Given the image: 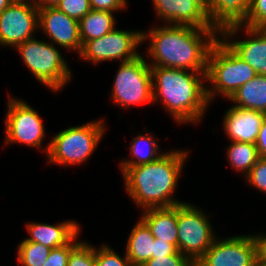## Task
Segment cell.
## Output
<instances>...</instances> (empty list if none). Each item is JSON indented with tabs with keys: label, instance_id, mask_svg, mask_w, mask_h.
<instances>
[{
	"label": "cell",
	"instance_id": "1",
	"mask_svg": "<svg viewBox=\"0 0 266 266\" xmlns=\"http://www.w3.org/2000/svg\"><path fill=\"white\" fill-rule=\"evenodd\" d=\"M156 27V28H155ZM142 32V42L150 41L147 53L150 66H162L194 72L207 71L210 48L220 37L216 28H198L166 24Z\"/></svg>",
	"mask_w": 266,
	"mask_h": 266
},
{
	"label": "cell",
	"instance_id": "2",
	"mask_svg": "<svg viewBox=\"0 0 266 266\" xmlns=\"http://www.w3.org/2000/svg\"><path fill=\"white\" fill-rule=\"evenodd\" d=\"M189 151L164 152L156 161L135 167H120L127 194L138 207L169 208L185 202L173 196Z\"/></svg>",
	"mask_w": 266,
	"mask_h": 266
},
{
	"label": "cell",
	"instance_id": "3",
	"mask_svg": "<svg viewBox=\"0 0 266 266\" xmlns=\"http://www.w3.org/2000/svg\"><path fill=\"white\" fill-rule=\"evenodd\" d=\"M153 103H162L178 124L196 125L208 105L206 72L151 66Z\"/></svg>",
	"mask_w": 266,
	"mask_h": 266
},
{
	"label": "cell",
	"instance_id": "4",
	"mask_svg": "<svg viewBox=\"0 0 266 266\" xmlns=\"http://www.w3.org/2000/svg\"><path fill=\"white\" fill-rule=\"evenodd\" d=\"M256 75L257 72L219 37L210 48L207 59L206 81L211 85L206 86L209 103L216 95L229 99Z\"/></svg>",
	"mask_w": 266,
	"mask_h": 266
},
{
	"label": "cell",
	"instance_id": "5",
	"mask_svg": "<svg viewBox=\"0 0 266 266\" xmlns=\"http://www.w3.org/2000/svg\"><path fill=\"white\" fill-rule=\"evenodd\" d=\"M104 123L99 119L58 132L43 150L46 162L67 167L86 162L105 135Z\"/></svg>",
	"mask_w": 266,
	"mask_h": 266
},
{
	"label": "cell",
	"instance_id": "6",
	"mask_svg": "<svg viewBox=\"0 0 266 266\" xmlns=\"http://www.w3.org/2000/svg\"><path fill=\"white\" fill-rule=\"evenodd\" d=\"M16 49L33 76L50 90L60 91L71 80L70 67L53 43L33 37Z\"/></svg>",
	"mask_w": 266,
	"mask_h": 266
},
{
	"label": "cell",
	"instance_id": "7",
	"mask_svg": "<svg viewBox=\"0 0 266 266\" xmlns=\"http://www.w3.org/2000/svg\"><path fill=\"white\" fill-rule=\"evenodd\" d=\"M111 88V100L123 109L153 104L151 66L142 54L120 62Z\"/></svg>",
	"mask_w": 266,
	"mask_h": 266
},
{
	"label": "cell",
	"instance_id": "8",
	"mask_svg": "<svg viewBox=\"0 0 266 266\" xmlns=\"http://www.w3.org/2000/svg\"><path fill=\"white\" fill-rule=\"evenodd\" d=\"M203 210L190 203L178 205L177 250L194 264L215 241L216 236L209 217Z\"/></svg>",
	"mask_w": 266,
	"mask_h": 266
},
{
	"label": "cell",
	"instance_id": "9",
	"mask_svg": "<svg viewBox=\"0 0 266 266\" xmlns=\"http://www.w3.org/2000/svg\"><path fill=\"white\" fill-rule=\"evenodd\" d=\"M142 32L114 28L100 38L86 41L79 58L93 64L111 60L130 61L141 54L137 47L143 44Z\"/></svg>",
	"mask_w": 266,
	"mask_h": 266
},
{
	"label": "cell",
	"instance_id": "10",
	"mask_svg": "<svg viewBox=\"0 0 266 266\" xmlns=\"http://www.w3.org/2000/svg\"><path fill=\"white\" fill-rule=\"evenodd\" d=\"M5 115V145L24 144L42 148L45 128L42 119L27 102L9 97Z\"/></svg>",
	"mask_w": 266,
	"mask_h": 266
},
{
	"label": "cell",
	"instance_id": "11",
	"mask_svg": "<svg viewBox=\"0 0 266 266\" xmlns=\"http://www.w3.org/2000/svg\"><path fill=\"white\" fill-rule=\"evenodd\" d=\"M39 28V8L34 3H11L0 13V46L16 48L33 38Z\"/></svg>",
	"mask_w": 266,
	"mask_h": 266
},
{
	"label": "cell",
	"instance_id": "12",
	"mask_svg": "<svg viewBox=\"0 0 266 266\" xmlns=\"http://www.w3.org/2000/svg\"><path fill=\"white\" fill-rule=\"evenodd\" d=\"M195 266H256V248L251 234L216 238Z\"/></svg>",
	"mask_w": 266,
	"mask_h": 266
},
{
	"label": "cell",
	"instance_id": "13",
	"mask_svg": "<svg viewBox=\"0 0 266 266\" xmlns=\"http://www.w3.org/2000/svg\"><path fill=\"white\" fill-rule=\"evenodd\" d=\"M243 28L248 39L234 40L235 34ZM240 29V30H239ZM223 41L257 74L266 75V28H249L235 24L220 31ZM233 40H230V39Z\"/></svg>",
	"mask_w": 266,
	"mask_h": 266
},
{
	"label": "cell",
	"instance_id": "14",
	"mask_svg": "<svg viewBox=\"0 0 266 266\" xmlns=\"http://www.w3.org/2000/svg\"><path fill=\"white\" fill-rule=\"evenodd\" d=\"M39 29L47 35L50 43L80 54L82 41L79 21L76 19L69 17L56 7L39 8Z\"/></svg>",
	"mask_w": 266,
	"mask_h": 266
},
{
	"label": "cell",
	"instance_id": "15",
	"mask_svg": "<svg viewBox=\"0 0 266 266\" xmlns=\"http://www.w3.org/2000/svg\"><path fill=\"white\" fill-rule=\"evenodd\" d=\"M157 18L167 24L215 28L207 16L204 0H152Z\"/></svg>",
	"mask_w": 266,
	"mask_h": 266
},
{
	"label": "cell",
	"instance_id": "16",
	"mask_svg": "<svg viewBox=\"0 0 266 266\" xmlns=\"http://www.w3.org/2000/svg\"><path fill=\"white\" fill-rule=\"evenodd\" d=\"M265 117V113L232 106L223 118L225 134L231 141L255 144Z\"/></svg>",
	"mask_w": 266,
	"mask_h": 266
},
{
	"label": "cell",
	"instance_id": "17",
	"mask_svg": "<svg viewBox=\"0 0 266 266\" xmlns=\"http://www.w3.org/2000/svg\"><path fill=\"white\" fill-rule=\"evenodd\" d=\"M26 229L30 237L23 241L41 243L50 249H55L69 244L79 235L81 227L75 220H66L57 225L31 222L26 224Z\"/></svg>",
	"mask_w": 266,
	"mask_h": 266
},
{
	"label": "cell",
	"instance_id": "18",
	"mask_svg": "<svg viewBox=\"0 0 266 266\" xmlns=\"http://www.w3.org/2000/svg\"><path fill=\"white\" fill-rule=\"evenodd\" d=\"M140 219L148 226L154 238L169 242L177 248L178 205L169 208L143 210Z\"/></svg>",
	"mask_w": 266,
	"mask_h": 266
},
{
	"label": "cell",
	"instance_id": "19",
	"mask_svg": "<svg viewBox=\"0 0 266 266\" xmlns=\"http://www.w3.org/2000/svg\"><path fill=\"white\" fill-rule=\"evenodd\" d=\"M154 239L148 226L139 219L125 246V254L132 266H142L151 259Z\"/></svg>",
	"mask_w": 266,
	"mask_h": 266
},
{
	"label": "cell",
	"instance_id": "20",
	"mask_svg": "<svg viewBox=\"0 0 266 266\" xmlns=\"http://www.w3.org/2000/svg\"><path fill=\"white\" fill-rule=\"evenodd\" d=\"M244 109H251L266 114V75L257 74L243 84L228 101Z\"/></svg>",
	"mask_w": 266,
	"mask_h": 266
},
{
	"label": "cell",
	"instance_id": "21",
	"mask_svg": "<svg viewBox=\"0 0 266 266\" xmlns=\"http://www.w3.org/2000/svg\"><path fill=\"white\" fill-rule=\"evenodd\" d=\"M113 12L92 9L79 21L82 45L89 40L97 39L116 27ZM115 26V27H114Z\"/></svg>",
	"mask_w": 266,
	"mask_h": 266
},
{
	"label": "cell",
	"instance_id": "22",
	"mask_svg": "<svg viewBox=\"0 0 266 266\" xmlns=\"http://www.w3.org/2000/svg\"><path fill=\"white\" fill-rule=\"evenodd\" d=\"M152 137V135L138 134L133 138L130 145V154L132 159H125L121 161L120 167H135L142 164H147L156 161L164 154L159 149V144ZM160 150V151H159Z\"/></svg>",
	"mask_w": 266,
	"mask_h": 266
},
{
	"label": "cell",
	"instance_id": "23",
	"mask_svg": "<svg viewBox=\"0 0 266 266\" xmlns=\"http://www.w3.org/2000/svg\"><path fill=\"white\" fill-rule=\"evenodd\" d=\"M226 150L227 159L230 165L236 171L242 172L245 176L259 159L255 144L231 141L228 149L226 148Z\"/></svg>",
	"mask_w": 266,
	"mask_h": 266
},
{
	"label": "cell",
	"instance_id": "24",
	"mask_svg": "<svg viewBox=\"0 0 266 266\" xmlns=\"http://www.w3.org/2000/svg\"><path fill=\"white\" fill-rule=\"evenodd\" d=\"M51 249L41 243L21 241L18 245V262L21 266H43Z\"/></svg>",
	"mask_w": 266,
	"mask_h": 266
},
{
	"label": "cell",
	"instance_id": "25",
	"mask_svg": "<svg viewBox=\"0 0 266 266\" xmlns=\"http://www.w3.org/2000/svg\"><path fill=\"white\" fill-rule=\"evenodd\" d=\"M68 266H96V248L81 241L71 252Z\"/></svg>",
	"mask_w": 266,
	"mask_h": 266
},
{
	"label": "cell",
	"instance_id": "26",
	"mask_svg": "<svg viewBox=\"0 0 266 266\" xmlns=\"http://www.w3.org/2000/svg\"><path fill=\"white\" fill-rule=\"evenodd\" d=\"M241 25L249 28H266V0H252L248 14Z\"/></svg>",
	"mask_w": 266,
	"mask_h": 266
},
{
	"label": "cell",
	"instance_id": "27",
	"mask_svg": "<svg viewBox=\"0 0 266 266\" xmlns=\"http://www.w3.org/2000/svg\"><path fill=\"white\" fill-rule=\"evenodd\" d=\"M96 266H132L126 254L121 257L108 245L96 248Z\"/></svg>",
	"mask_w": 266,
	"mask_h": 266
},
{
	"label": "cell",
	"instance_id": "28",
	"mask_svg": "<svg viewBox=\"0 0 266 266\" xmlns=\"http://www.w3.org/2000/svg\"><path fill=\"white\" fill-rule=\"evenodd\" d=\"M56 8L77 21L92 10L89 0H61Z\"/></svg>",
	"mask_w": 266,
	"mask_h": 266
},
{
	"label": "cell",
	"instance_id": "29",
	"mask_svg": "<svg viewBox=\"0 0 266 266\" xmlns=\"http://www.w3.org/2000/svg\"><path fill=\"white\" fill-rule=\"evenodd\" d=\"M77 237L67 245L51 249L43 266H68L70 252L81 242L77 241Z\"/></svg>",
	"mask_w": 266,
	"mask_h": 266
},
{
	"label": "cell",
	"instance_id": "30",
	"mask_svg": "<svg viewBox=\"0 0 266 266\" xmlns=\"http://www.w3.org/2000/svg\"><path fill=\"white\" fill-rule=\"evenodd\" d=\"M245 177L249 185L266 193V158H259Z\"/></svg>",
	"mask_w": 266,
	"mask_h": 266
},
{
	"label": "cell",
	"instance_id": "31",
	"mask_svg": "<svg viewBox=\"0 0 266 266\" xmlns=\"http://www.w3.org/2000/svg\"><path fill=\"white\" fill-rule=\"evenodd\" d=\"M142 266H195L185 255L177 251L175 254L151 258Z\"/></svg>",
	"mask_w": 266,
	"mask_h": 266
},
{
	"label": "cell",
	"instance_id": "32",
	"mask_svg": "<svg viewBox=\"0 0 266 266\" xmlns=\"http://www.w3.org/2000/svg\"><path fill=\"white\" fill-rule=\"evenodd\" d=\"M91 8L94 10L117 12L125 9L127 0H89Z\"/></svg>",
	"mask_w": 266,
	"mask_h": 266
},
{
	"label": "cell",
	"instance_id": "33",
	"mask_svg": "<svg viewBox=\"0 0 266 266\" xmlns=\"http://www.w3.org/2000/svg\"><path fill=\"white\" fill-rule=\"evenodd\" d=\"M177 251V248L173 244L162 241V239L155 238L153 242V252L151 258L172 255Z\"/></svg>",
	"mask_w": 266,
	"mask_h": 266
},
{
	"label": "cell",
	"instance_id": "34",
	"mask_svg": "<svg viewBox=\"0 0 266 266\" xmlns=\"http://www.w3.org/2000/svg\"><path fill=\"white\" fill-rule=\"evenodd\" d=\"M256 248V264H266V234L251 235Z\"/></svg>",
	"mask_w": 266,
	"mask_h": 266
},
{
	"label": "cell",
	"instance_id": "35",
	"mask_svg": "<svg viewBox=\"0 0 266 266\" xmlns=\"http://www.w3.org/2000/svg\"><path fill=\"white\" fill-rule=\"evenodd\" d=\"M255 145L257 147L259 158H266V117L259 130Z\"/></svg>",
	"mask_w": 266,
	"mask_h": 266
},
{
	"label": "cell",
	"instance_id": "36",
	"mask_svg": "<svg viewBox=\"0 0 266 266\" xmlns=\"http://www.w3.org/2000/svg\"><path fill=\"white\" fill-rule=\"evenodd\" d=\"M61 0H35L34 4L38 8L56 7Z\"/></svg>",
	"mask_w": 266,
	"mask_h": 266
},
{
	"label": "cell",
	"instance_id": "37",
	"mask_svg": "<svg viewBox=\"0 0 266 266\" xmlns=\"http://www.w3.org/2000/svg\"><path fill=\"white\" fill-rule=\"evenodd\" d=\"M11 2L9 0H0V13L5 10Z\"/></svg>",
	"mask_w": 266,
	"mask_h": 266
},
{
	"label": "cell",
	"instance_id": "38",
	"mask_svg": "<svg viewBox=\"0 0 266 266\" xmlns=\"http://www.w3.org/2000/svg\"><path fill=\"white\" fill-rule=\"evenodd\" d=\"M11 3H34L35 0H9Z\"/></svg>",
	"mask_w": 266,
	"mask_h": 266
},
{
	"label": "cell",
	"instance_id": "39",
	"mask_svg": "<svg viewBox=\"0 0 266 266\" xmlns=\"http://www.w3.org/2000/svg\"><path fill=\"white\" fill-rule=\"evenodd\" d=\"M256 266H266V264H256Z\"/></svg>",
	"mask_w": 266,
	"mask_h": 266
}]
</instances>
